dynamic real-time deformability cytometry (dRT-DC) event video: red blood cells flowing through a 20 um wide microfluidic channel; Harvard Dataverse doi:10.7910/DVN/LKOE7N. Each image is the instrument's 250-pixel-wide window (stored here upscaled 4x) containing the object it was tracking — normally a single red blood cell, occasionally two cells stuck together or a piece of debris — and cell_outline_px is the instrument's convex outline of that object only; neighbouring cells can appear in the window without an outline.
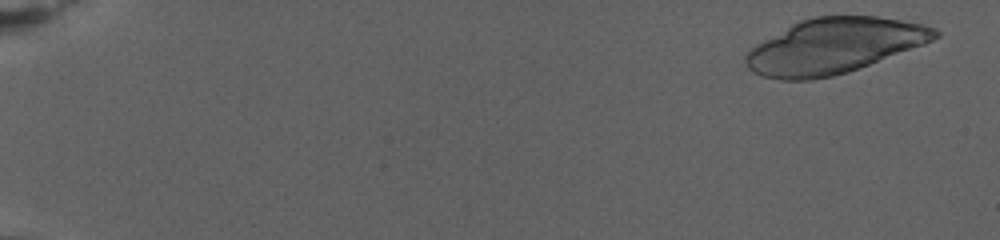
{"species": "human", "species_latin": "Homo sapiens", "temperature_condition": "warm", "stored_images_in_passage": 33, "camera_frame_rate_fps": 3000, "um_per_image_px": 0.085, "donor": {"sex": "female"}, "frame": {"image": 1, "passage_image": 4, "time_ms": 1.0, "image_size_px": [1000, 240], "cell_outline_px": [[940, 36], [924, 44], [868, 64], [832, 76], [812, 80], [780, 80], [760, 76], [752, 72], [744, 64], [744, 56], [756, 44], [792, 24], [800, 20], [816, 16], [876, 16], [900, 20], [920, 24], [936, 28], [940, 32]], "centroid_in_image_um": [70.84, 3.91], "position_along_channel_um": 14.2, "area_um2": 60.29}}